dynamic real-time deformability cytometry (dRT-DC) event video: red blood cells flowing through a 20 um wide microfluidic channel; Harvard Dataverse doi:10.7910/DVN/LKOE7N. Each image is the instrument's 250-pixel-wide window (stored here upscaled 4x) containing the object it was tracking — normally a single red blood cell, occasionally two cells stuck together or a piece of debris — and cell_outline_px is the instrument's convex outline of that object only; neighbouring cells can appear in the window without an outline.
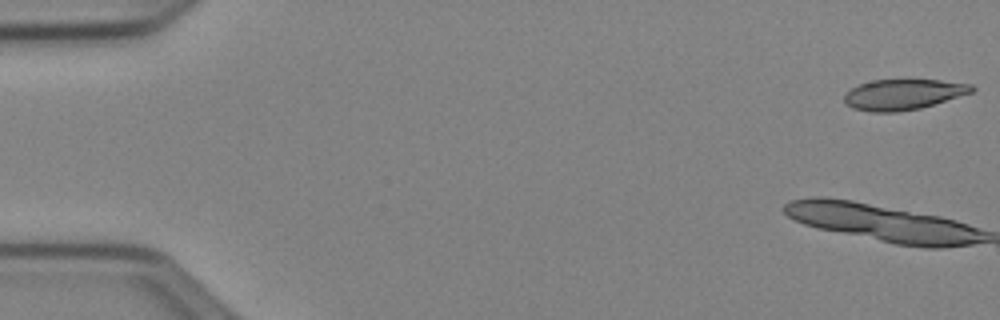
{"species": "Egyptian fruit bat (a non-hibernating species)", "species_latin": "Rousettus aegyptiacus", "temperature_condition": "cold", "stored_images_in_passage": 13, "camera_frame_rate_fps": 3000, "um_per_image_px": 0.085, "animal": {"sex": "female"}, "frame": {"image": 1, "passage_image": 1, "time_ms": 0.0, "image_size_px": [1000, 320], "cell_outline_px": [[976, 88], [972, 92], [920, 108], [896, 112], [868, 112], [852, 108], [844, 104], [844, 96], [852, 88], [860, 84], [872, 80], [940, 80], [972, 84]], "centroid_in_image_um": [76.75, 8.03], "position_along_channel_um": 8.3, "area_um2": 22.6}}